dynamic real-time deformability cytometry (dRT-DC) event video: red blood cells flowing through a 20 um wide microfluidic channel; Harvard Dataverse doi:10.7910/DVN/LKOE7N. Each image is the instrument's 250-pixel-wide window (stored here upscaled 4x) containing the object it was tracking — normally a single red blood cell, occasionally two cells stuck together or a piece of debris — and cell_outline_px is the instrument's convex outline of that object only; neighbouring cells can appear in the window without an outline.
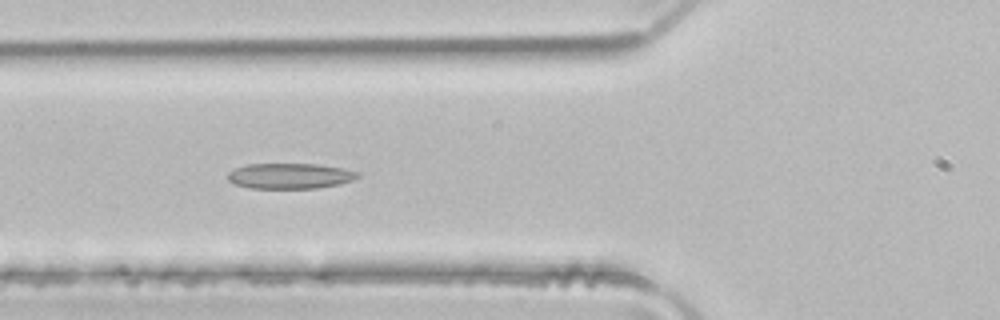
{"species": "common noctule bat (a hibernating species)", "species_latin": "Nyctalus noctula", "temperature_condition": "room temperature", "stored_images_in_passage": 7, "camera_frame_rate_fps": 3000, "um_per_image_px": 0.085, "animal": {"sex": "male", "body_mass_g": 21.5, "forearm_length_mm": 52.0}, "frame": {"image": 1, "passage_image": 5, "time_ms": 1.333, "image_size_px": [1000, 320], "cell_outline_px": [[360, 176], [352, 180], [340, 184], [316, 188], [248, 188], [236, 184], [228, 180], [228, 172], [236, 168], [248, 164], [316, 164], [344, 168], [360, 172]], "centroid_in_image_um": [24.67, 14.95], "position_along_channel_um": 101.1, "area_um2": 19.31}}
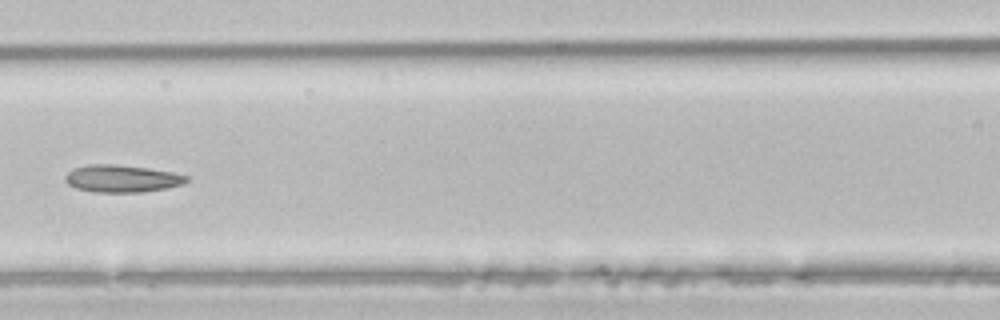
{"frame": {"image": 2, "passage_image": 6, "time_ms": 1.667, "image_size_px": [1000, 320], "cell_outline_px": [[188, 180], [184, 184], [168, 188], [140, 192], [92, 192], [76, 188], [68, 184], [64, 180], [64, 176], [72, 168], [88, 164], [116, 164], [148, 168], [172, 172], [188, 176]], "centroid_in_image_um": [10.33, 15.18], "position_along_channel_um": 156.3, "area_um2": 19.48}}
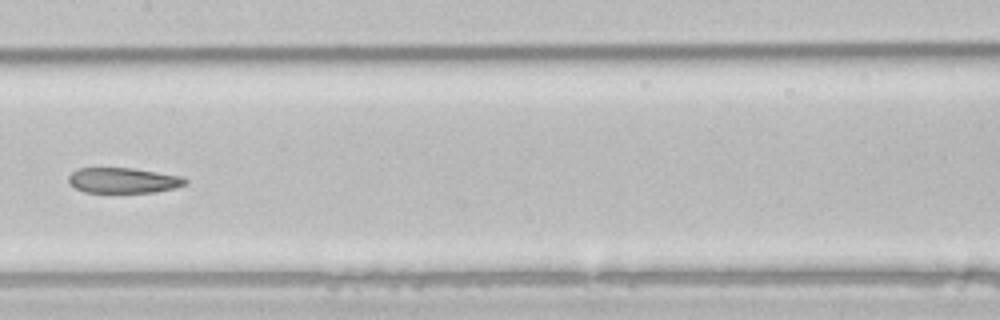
{"frame": {"image": 3, "passage_image": 7, "time_ms": 2.0, "image_size_px": [1000, 320], "cell_outline_px": [[188, 184], [176, 188], [152, 192], [84, 192], [76, 188], [68, 180], [68, 176], [76, 168], [132, 168], [184, 176], [188, 180]], "centroid_in_image_um": [10.53, 15.32], "position_along_channel_um": 196.9, "area_um2": 17.34}}